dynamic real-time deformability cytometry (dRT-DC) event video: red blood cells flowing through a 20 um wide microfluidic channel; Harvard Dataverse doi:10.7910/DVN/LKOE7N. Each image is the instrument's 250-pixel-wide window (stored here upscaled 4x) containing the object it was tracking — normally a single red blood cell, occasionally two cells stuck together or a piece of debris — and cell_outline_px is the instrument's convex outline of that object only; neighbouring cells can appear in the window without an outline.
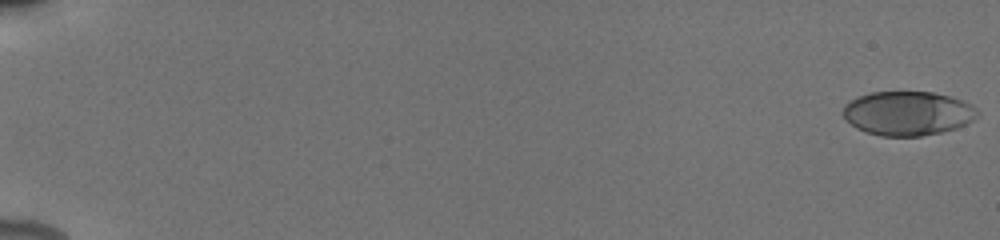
{"species": "human", "species_latin": "Homo sapiens", "temperature_condition": "cold", "stored_images_in_passage": 20, "camera_frame_rate_fps": 3000, "um_per_image_px": 0.085, "donor": {"sex": "male"}, "frame": {"image": 1, "passage_image": 1, "time_ms": 0.0, "image_size_px": [1000, 240], "cell_outline_px": [[980, 112], [972, 120], [956, 128], [940, 132], [920, 136], [880, 136], [864, 132], [856, 128], [840, 112], [844, 104], [860, 96], [872, 92], [932, 92], [948, 96], [972, 104]], "centroid_in_image_um": [77.13, 9.64], "position_along_channel_um": 7.9, "area_um2": 34.45}}
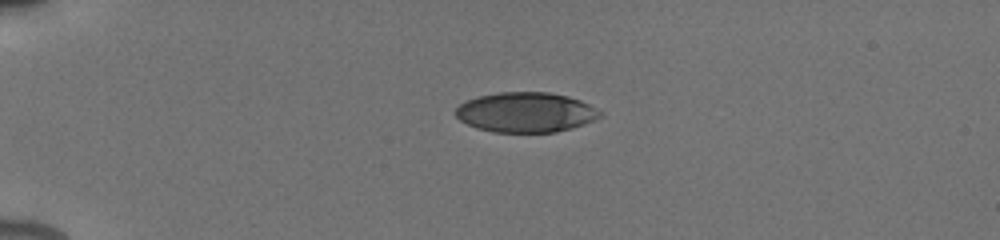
{"frame": {"image": 2, "passage_image": 14, "time_ms": 4.667, "image_size_px": [1000, 240], "cell_outline_px": [[604, 116], [584, 124], [572, 128], [556, 132], [492, 132], [476, 128], [460, 120], [456, 116], [456, 108], [460, 104], [468, 100], [480, 96], [500, 92], [548, 92], [568, 96], [580, 100], [604, 112]], "centroid_in_image_um": [44.73, 9.55], "position_along_channel_um": 40.3, "area_um2": 33.7}}